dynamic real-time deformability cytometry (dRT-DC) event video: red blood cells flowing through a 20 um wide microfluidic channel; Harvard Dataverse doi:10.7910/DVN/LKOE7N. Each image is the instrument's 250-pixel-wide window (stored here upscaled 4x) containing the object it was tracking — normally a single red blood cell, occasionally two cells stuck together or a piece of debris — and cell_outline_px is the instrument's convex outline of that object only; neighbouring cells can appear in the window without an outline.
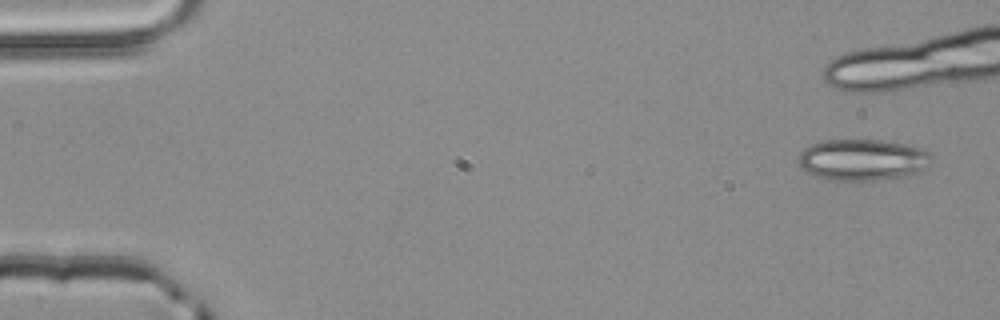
{"species": "common noctule bat (a hibernating species)", "species_latin": "Nyctalus noctula", "temperature_condition": "room temperature", "stored_images_in_passage": 5, "camera_frame_rate_fps": 3000, "um_per_image_px": 0.085, "animal": {"sex": "male", "body_mass_g": 20.4}, "frame": {"image": 1, "passage_image": 1, "time_ms": 0.0, "image_size_px": [1000, 320], "cell_outline_px": [[932, 160], [924, 168], [916, 172], [900, 176], [880, 180], [832, 180], [816, 176], [800, 168], [800, 152], [804, 148], [812, 144], [824, 140], [880, 140], [908, 144], [928, 152]], "centroid_in_image_um": [73.29, 13.57], "position_along_channel_um": 11.7, "area_um2": 31.67}}